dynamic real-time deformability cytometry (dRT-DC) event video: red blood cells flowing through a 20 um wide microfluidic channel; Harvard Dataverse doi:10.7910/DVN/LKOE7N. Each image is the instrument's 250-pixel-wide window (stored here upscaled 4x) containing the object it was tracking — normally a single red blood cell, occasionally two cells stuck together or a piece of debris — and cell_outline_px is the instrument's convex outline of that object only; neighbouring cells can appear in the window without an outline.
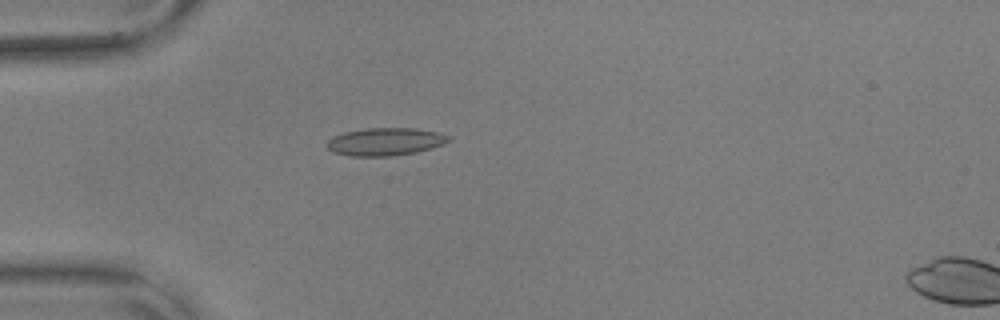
{"species": "common noctule bat (a hibernating species)", "species_latin": "Nyctalus noctula", "temperature_condition": "warm", "stored_images_in_passage": 57, "camera_frame_rate_fps": 3000, "um_per_image_px": 0.085, "animal": {"sex": "male", "body_mass_g": 17.9, "forearm_length_mm": 54.2}, "frame": {"image": 1, "passage_image": 17, "time_ms": 5.333, "image_size_px": [1000, 320], "cell_outline_px": [[452, 140], [416, 152], [392, 156], [348, 156], [332, 152], [328, 148], [328, 140], [332, 136], [344, 132], [368, 128], [412, 128], [436, 132], [452, 136]], "centroid_in_image_um": [32.71, 12.04], "position_along_channel_um": 52.3, "area_um2": 19.54}}
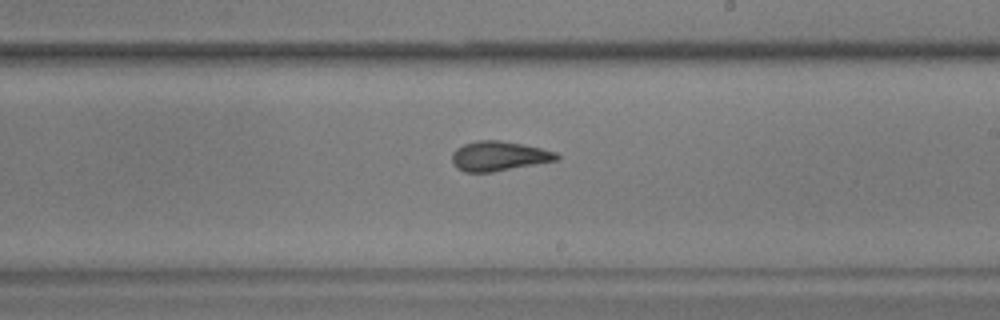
{"frame": {"image": 2, "passage_image": 34, "time_ms": 11.0, "image_size_px": [1000, 320], "cell_outline_px": [[560, 156], [556, 160], [492, 172], [464, 172], [456, 168], [452, 160], [452, 152], [456, 148], [464, 144], [476, 140], [500, 140], [540, 148], [556, 152]], "centroid_in_image_um": [42.35, 13.26], "position_along_channel_um": 246.7, "area_um2": 17.92}}
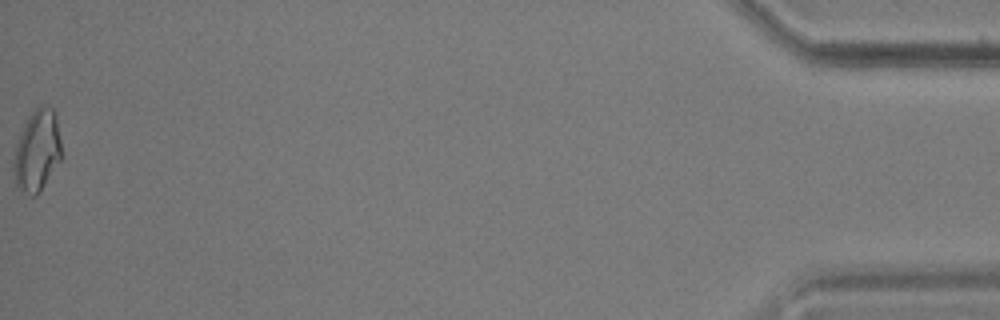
{"frame": {"image": 3, "passage_image": 57, "time_ms": 18.667, "image_size_px": [1000, 320], "cell_outline_px": [[60, 160], [40, 192], [36, 196], [32, 196], [24, 192], [16, 184], [12, 168], [12, 164], [16, 144], [24, 124], [28, 116], [40, 104], [52, 108], [56, 112], [60, 140]], "centroid_in_image_um": [3.14, 12.8], "position_along_channel_um": 432.1, "area_um2": 22.66}, "authors_computed_cell_mechanics": {"area_um2": 18.3804, "velocity_mm_per_s": 3.6247, "shape_relaxation_time_tau1_ms": 4.5397, "shape_relaxation_time_tau2_ms": 1.2993, "deformation_change_tau1": 0.1368, "deformation_change_tau2": 0.0976}}